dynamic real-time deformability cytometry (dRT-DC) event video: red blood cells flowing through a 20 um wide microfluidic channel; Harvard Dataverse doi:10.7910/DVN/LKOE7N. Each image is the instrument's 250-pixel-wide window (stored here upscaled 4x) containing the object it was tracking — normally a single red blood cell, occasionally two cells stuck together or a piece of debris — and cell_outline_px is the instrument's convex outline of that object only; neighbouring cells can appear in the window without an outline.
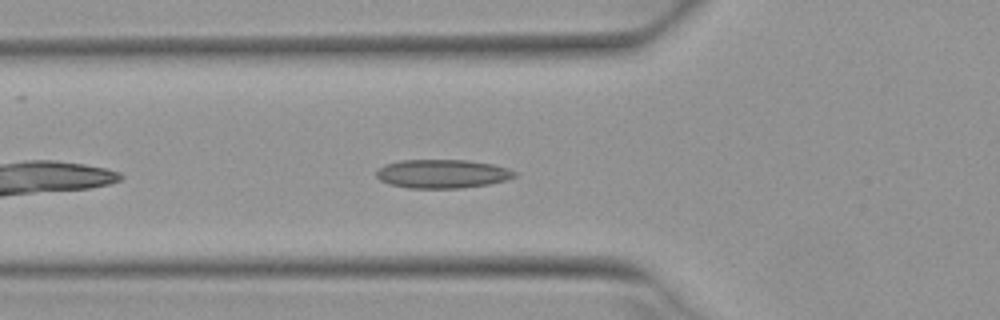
{"species": "Egyptian fruit bat (a non-hibernating species)", "species_latin": "Rousettus aegyptiacus", "temperature_condition": "warm", "stored_images_in_passage": 32, "camera_frame_rate_fps": 3000, "um_per_image_px": 0.085, "animal": {"sex": "female"}, "frame": {"image": 1, "passage_image": 5, "time_ms": 1.333, "image_size_px": [1000, 320], "cell_outline_px": [[516, 176], [508, 180], [488, 184], [460, 188], [408, 188], [388, 184], [380, 180], [376, 176], [376, 172], [384, 164], [400, 160], [468, 160], [492, 164], [508, 168], [516, 172]], "centroid_in_image_um": [37.59, 14.77], "position_along_channel_um": 88.2, "area_um2": 23.24}}
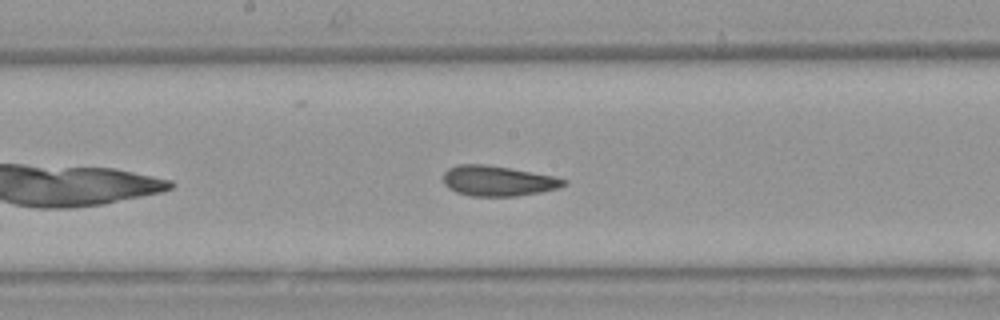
{"frame": {"image": 2, "passage_image": 14, "time_ms": 4.333, "image_size_px": [1000, 320], "cell_outline_px": [[568, 184], [556, 188], [540, 192], [516, 196], [472, 196], [456, 192], [448, 188], [444, 184], [444, 172], [448, 168], [456, 164], [488, 164], [552, 176], [568, 180]], "centroid_in_image_um": [42.29, 15.37], "position_along_channel_um": 205.9, "area_um2": 21.21}}
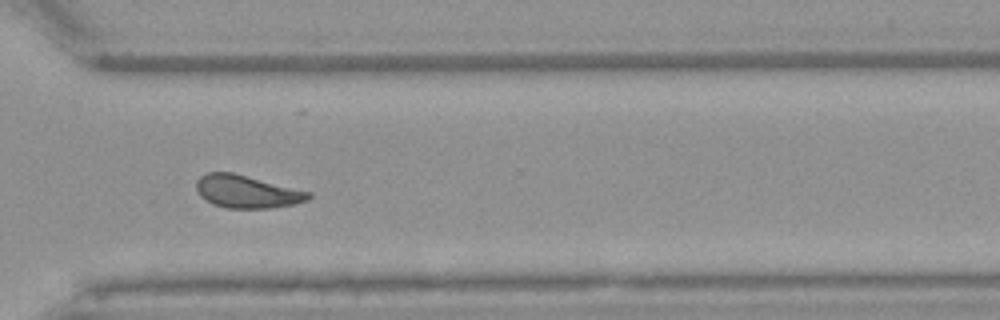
{"frame": {"image": 3, "passage_image": 25, "time_ms": 8.0, "image_size_px": [1000, 320], "cell_outline_px": [[312, 196], [308, 200], [292, 204], [272, 208], [224, 208], [212, 204], [204, 200], [200, 196], [196, 188], [196, 180], [200, 176], [208, 172], [232, 172], [312, 192]], "centroid_in_image_um": [20.96, 16.29], "position_along_channel_um": 349.6, "area_um2": 21.56}, "authors_computed_cell_mechanics": {"area_um2": 21.3571, "velocity_mm_per_s": 3.9204, "shape_relaxation_time_tau1_ms": null, "shape_relaxation_time_tau2_ms": 1.9775, "deformation_change_tau1": null, "deformation_change_tau2": 0.0989}}